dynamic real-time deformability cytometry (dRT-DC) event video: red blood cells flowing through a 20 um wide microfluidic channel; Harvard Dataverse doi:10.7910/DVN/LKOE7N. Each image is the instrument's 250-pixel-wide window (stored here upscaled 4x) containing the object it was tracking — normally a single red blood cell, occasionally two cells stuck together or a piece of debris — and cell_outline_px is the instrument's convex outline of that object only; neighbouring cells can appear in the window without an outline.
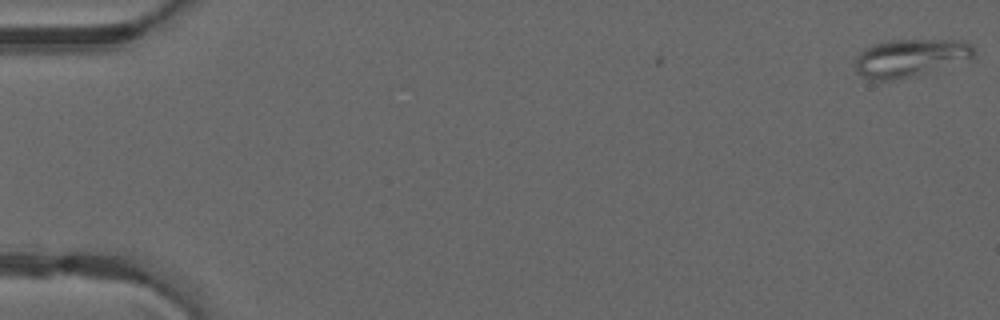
{"species": "common noctule bat (a hibernating species)", "species_latin": "Nyctalus noctula", "temperature_condition": "warm", "stored_images_in_passage": 5, "camera_frame_rate_fps": 3000, "um_per_image_px": 0.085, "animal": {"sex": "male", "forearm_length_mm": 52.5}, "frame": {"image": 1, "passage_image": 1, "time_ms": 0.0, "image_size_px": [1000, 320], "cell_outline_px": [[976, 56], [908, 76], [888, 80], [872, 80], [856, 72], [856, 56], [864, 48], [872, 44], [888, 40], [964, 40], [972, 44], [976, 48]], "centroid_in_image_um": [77.34, 4.87], "position_along_channel_um": 7.7, "area_um2": 25.49}}